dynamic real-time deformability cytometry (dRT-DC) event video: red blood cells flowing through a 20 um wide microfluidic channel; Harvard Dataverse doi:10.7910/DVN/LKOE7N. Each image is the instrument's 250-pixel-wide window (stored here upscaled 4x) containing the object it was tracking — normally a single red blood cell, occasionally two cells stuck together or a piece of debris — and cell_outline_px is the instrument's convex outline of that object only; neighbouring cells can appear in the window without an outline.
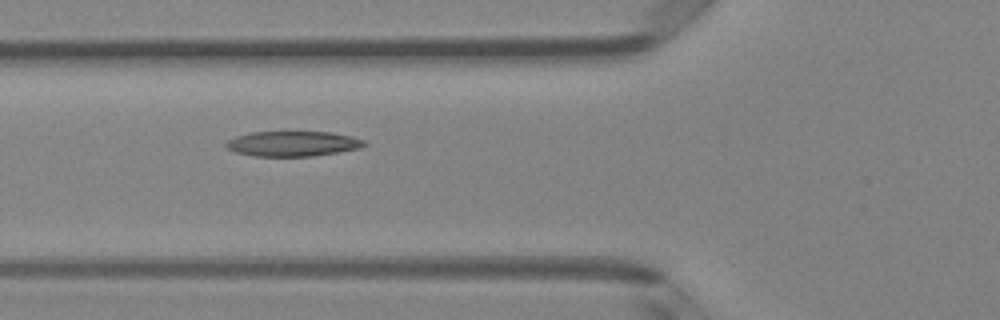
{"species": "Egyptian fruit bat (a non-hibernating species)", "species_latin": "Rousettus aegyptiacus", "temperature_condition": "room temperature", "stored_images_in_passage": 7, "camera_frame_rate_fps": 3000, "um_per_image_px": 0.085, "animal": {"sex": "female"}, "frame": {"image": 1, "passage_image": 5, "time_ms": 1.333, "image_size_px": [1000, 320], "cell_outline_px": [[368, 144], [360, 148], [312, 156], [252, 156], [236, 152], [228, 148], [224, 144], [228, 140], [236, 136], [252, 132], [332, 132], [352, 136], [364, 140]], "centroid_in_image_um": [24.9, 12.21], "position_along_channel_um": 100.9, "area_um2": 20.17}}
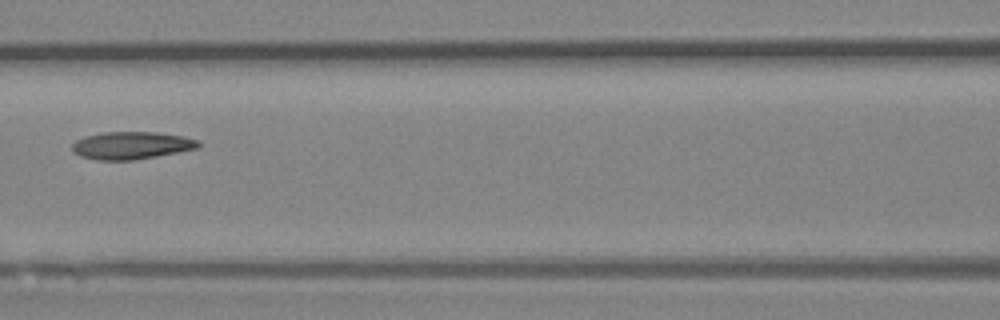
{"frame": {"image": 2, "passage_image": 6, "time_ms": 1.667, "image_size_px": [1000, 320], "cell_outline_px": [[200, 148], [156, 156], [132, 160], [96, 160], [80, 156], [72, 152], [72, 144], [76, 140], [84, 136], [104, 132], [156, 132], [184, 136], [200, 140]], "centroid_in_image_um": [11.18, 12.36], "position_along_channel_um": 155.4, "area_um2": 20.4}}
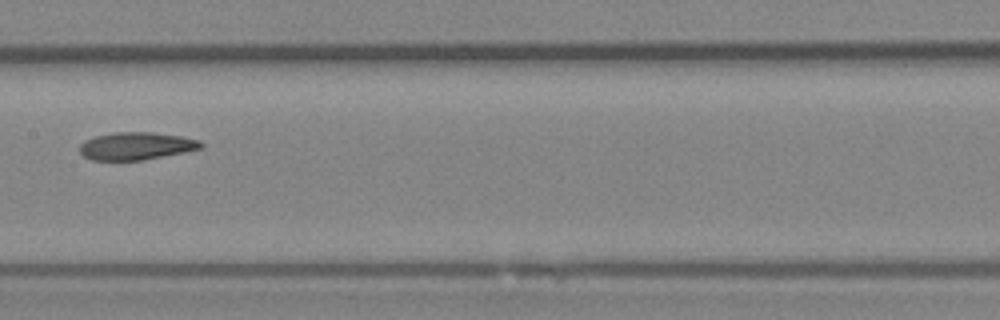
{"frame": {"image": 3, "passage_image": 7, "time_ms": 2.0, "image_size_px": [1000, 320], "cell_outline_px": [[204, 148], [144, 160], [92, 160], [84, 156], [80, 152], [80, 144], [84, 140], [96, 136], [112, 132], [152, 132], [180, 136], [200, 140], [204, 144]], "centroid_in_image_um": [11.59, 12.41], "position_along_channel_um": 195.8, "area_um2": 19.59}}